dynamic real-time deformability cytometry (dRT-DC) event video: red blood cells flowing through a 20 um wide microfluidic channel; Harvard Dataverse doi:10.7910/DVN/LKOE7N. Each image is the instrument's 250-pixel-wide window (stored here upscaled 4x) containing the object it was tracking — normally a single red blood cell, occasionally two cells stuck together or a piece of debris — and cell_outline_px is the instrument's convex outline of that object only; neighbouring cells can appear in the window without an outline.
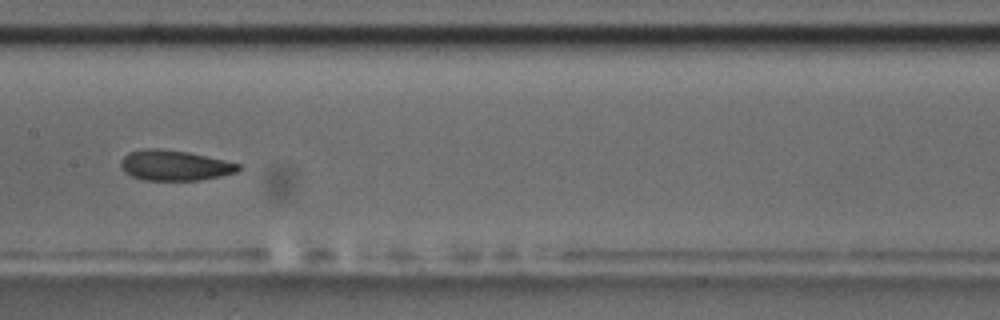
{"species": "common noctule bat (a hibernating species)", "species_latin": "Nyctalus noctula", "temperature_condition": "room temperature", "stored_images_in_passage": 9, "camera_frame_rate_fps": 3000, "um_per_image_px": 0.085, "animal": {"sex": "male", "body_mass_g": 17.5, "forearm_length_mm": 52.3}, "frame": {"image": 1, "passage_image": 7, "time_ms": 2.0, "image_size_px": [1000, 320], "cell_outline_px": [[240, 168], [236, 172], [220, 176], [200, 180], [144, 180], [132, 176], [120, 164], [120, 160], [128, 152], [144, 148], [160, 148], [188, 152], [224, 160], [240, 164]], "centroid_in_image_um": [14.84, 14.05], "position_along_channel_um": 192.6, "area_um2": 20.63}}